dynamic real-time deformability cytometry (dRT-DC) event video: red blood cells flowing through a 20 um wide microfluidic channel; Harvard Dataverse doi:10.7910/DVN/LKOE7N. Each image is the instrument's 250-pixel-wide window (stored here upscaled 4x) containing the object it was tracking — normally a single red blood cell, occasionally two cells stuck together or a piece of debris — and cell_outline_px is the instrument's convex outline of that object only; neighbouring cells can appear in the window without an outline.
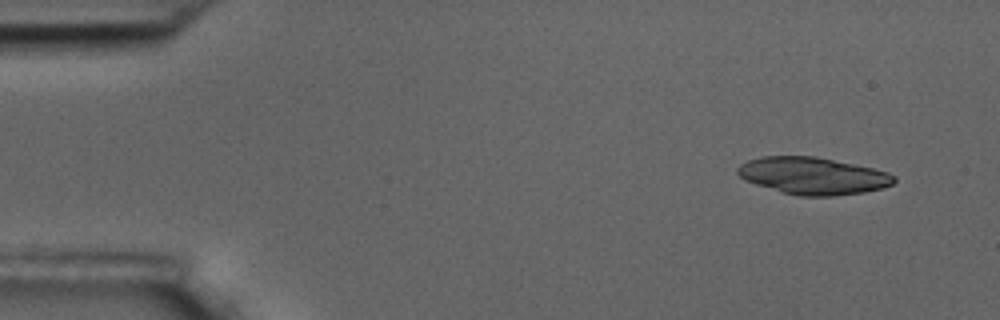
{"species": "common noctule bat (a hibernating species)", "species_latin": "Nyctalus noctula", "temperature_condition": "room temperature", "stored_images_in_passage": 6, "camera_frame_rate_fps": 3000, "um_per_image_px": 0.085, "animal": {"sex": "male", "body_mass_g": 17.5, "forearm_length_mm": 52.3}, "frame": {"image": 1, "passage_image": 6, "time_ms": 1.667, "image_size_px": [1000, 320], "cell_outline_px": [[896, 180], [892, 184], [880, 188], [864, 192], [832, 196], [800, 196], [784, 192], [756, 184], [744, 180], [736, 172], [736, 168], [740, 164], [748, 160], [760, 156], [816, 156], [872, 168], [888, 172], [896, 176]], "centroid_in_image_um": [69.08, 14.93], "position_along_channel_um": 15.9, "area_um2": 33.7}}